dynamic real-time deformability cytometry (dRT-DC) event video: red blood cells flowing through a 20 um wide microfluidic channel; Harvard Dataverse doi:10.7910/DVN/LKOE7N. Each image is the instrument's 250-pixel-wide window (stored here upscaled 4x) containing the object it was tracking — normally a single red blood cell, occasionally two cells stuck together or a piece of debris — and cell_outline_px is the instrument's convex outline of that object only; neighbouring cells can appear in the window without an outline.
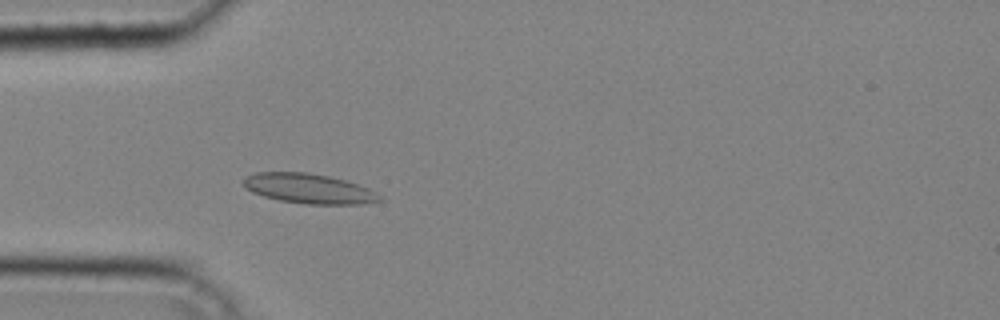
{"species": "common noctule bat (a hibernating species)", "species_latin": "Nyctalus noctula", "temperature_condition": "cold", "stored_images_in_passage": 39, "camera_frame_rate_fps": 3000, "um_per_image_px": 0.085, "animal": {"sex": "male", "body_mass_g": 20.4}, "frame": {"image": 1, "passage_image": 11, "time_ms": 3.333, "image_size_px": [1000, 320], "cell_outline_px": [[384, 200], [364, 204], [304, 204], [280, 200], [264, 196], [252, 192], [244, 188], [244, 176], [256, 172], [308, 172], [328, 176], [344, 180], [368, 188], [376, 192]], "centroid_in_image_um": [26.24, 16.03], "position_along_channel_um": 58.8, "area_um2": 23.7}}
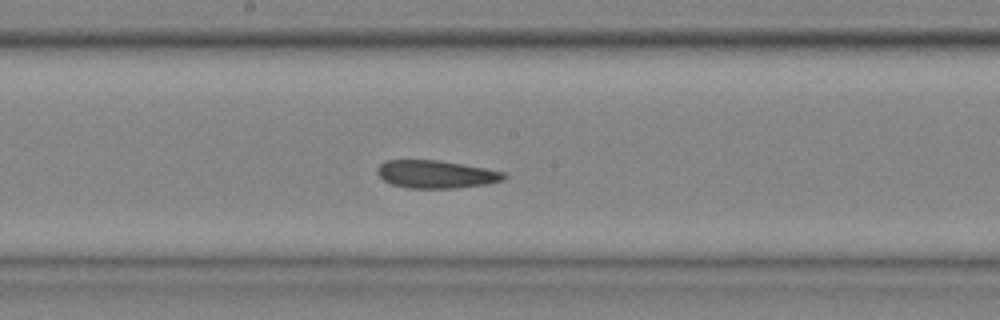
{"frame": {"image": 2, "passage_image": 21, "time_ms": 6.667, "image_size_px": [1000, 320], "cell_outline_px": [[508, 176], [504, 180], [488, 184], [452, 188], [408, 188], [392, 184], [384, 180], [376, 172], [376, 168], [384, 160], [436, 160], [464, 164], [504, 172]], "centroid_in_image_um": [37.06, 14.81], "position_along_channel_um": 211.1, "area_um2": 20.58}}
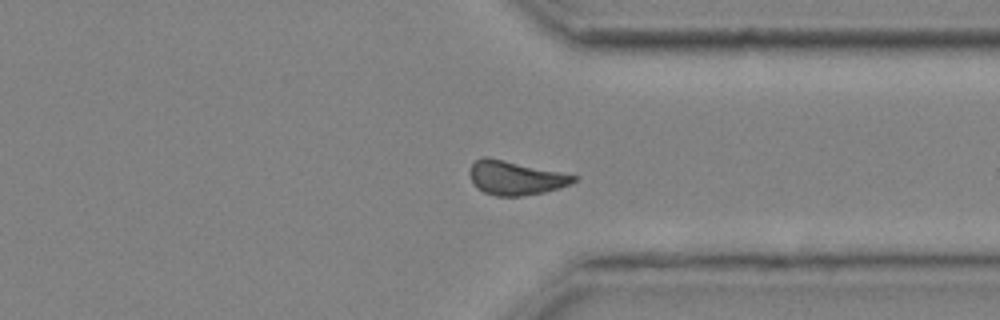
{"frame": {"image": 3, "passage_image": 31, "time_ms": 10.0, "image_size_px": [1000, 320], "cell_outline_px": [[580, 176], [576, 180], [560, 188], [544, 192], [520, 196], [496, 196], [484, 192], [476, 188], [468, 172], [472, 164], [476, 160], [484, 156], [488, 156], [564, 172]], "centroid_in_image_um": [43.82, 15.1], "position_along_channel_um": 367.6, "area_um2": 20.87}}